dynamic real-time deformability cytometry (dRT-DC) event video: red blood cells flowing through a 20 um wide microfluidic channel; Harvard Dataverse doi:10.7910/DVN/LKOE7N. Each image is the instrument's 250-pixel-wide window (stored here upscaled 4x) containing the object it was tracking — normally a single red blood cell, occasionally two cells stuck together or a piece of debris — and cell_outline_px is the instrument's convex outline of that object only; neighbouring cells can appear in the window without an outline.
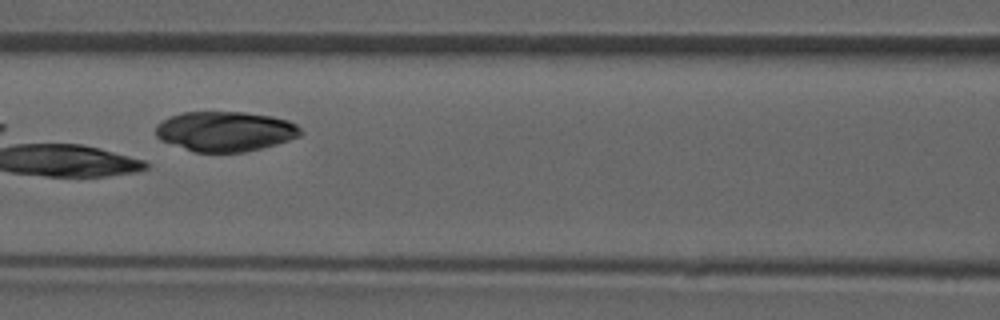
{"species": "common noctule bat (a hibernating species)", "species_latin": "Nyctalus noctula", "temperature_condition": "room temperature", "stored_images_in_passage": 10, "camera_frame_rate_fps": 3000, "um_per_image_px": 0.085, "animal": {"sex": "male", "forearm_length_mm": 52.5}, "frame": {"image": 1, "passage_image": 6, "time_ms": 6.667, "image_size_px": [1000, 320], "cell_outline_px": [[304, 132], [300, 136], [276, 144], [244, 152], [196, 152], [160, 140], [156, 136], [156, 124], [168, 116], [180, 112], [244, 112], [272, 116], [288, 120], [296, 124]], "centroid_in_image_um": [19.13, 11.15], "position_along_channel_um": 147.5, "area_um2": 33.81}}